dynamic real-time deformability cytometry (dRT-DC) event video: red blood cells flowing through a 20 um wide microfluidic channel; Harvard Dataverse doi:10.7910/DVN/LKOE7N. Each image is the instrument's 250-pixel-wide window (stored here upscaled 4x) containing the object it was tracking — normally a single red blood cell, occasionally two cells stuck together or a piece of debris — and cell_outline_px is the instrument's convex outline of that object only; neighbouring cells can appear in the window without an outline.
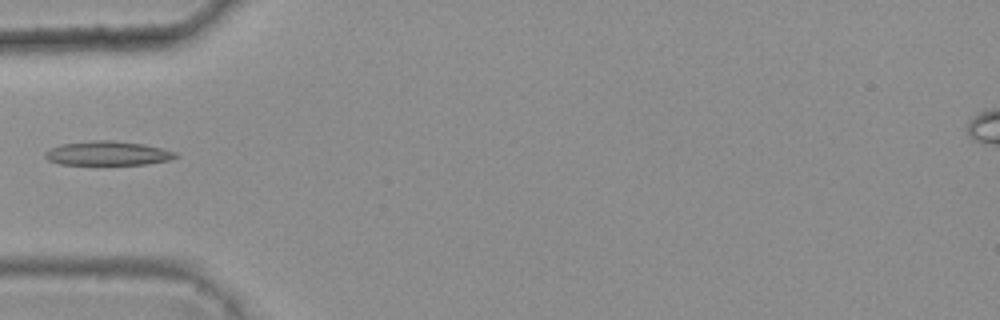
{"species": "common noctule bat (a hibernating species)", "species_latin": "Nyctalus noctula", "temperature_condition": "warm", "stored_images_in_passage": 3, "camera_frame_rate_fps": 3000, "um_per_image_px": 0.085, "animal": {"sex": "female", "body_mass_g": 25.1}, "frame": {"image": 1, "passage_image": 3, "time_ms": 0.667, "image_size_px": [1000, 320], "cell_outline_px": [[180, 156], [168, 160], [148, 164], [60, 164], [48, 160], [44, 156], [44, 152], [60, 144], [92, 140], [112, 140], [144, 144], [176, 152]], "centroid_in_image_um": [9.15, 13.02], "position_along_channel_um": 75.8, "area_um2": 18.32}}